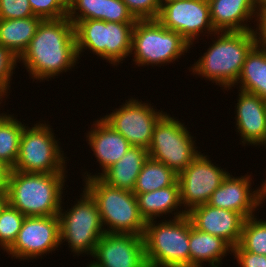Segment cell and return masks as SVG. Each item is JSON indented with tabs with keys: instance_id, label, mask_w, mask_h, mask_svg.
<instances>
[{
	"instance_id": "cell-1",
	"label": "cell",
	"mask_w": 266,
	"mask_h": 267,
	"mask_svg": "<svg viewBox=\"0 0 266 267\" xmlns=\"http://www.w3.org/2000/svg\"><path fill=\"white\" fill-rule=\"evenodd\" d=\"M18 60L32 79L40 81L75 67L78 56L74 24L67 17L42 20Z\"/></svg>"
},
{
	"instance_id": "cell-2",
	"label": "cell",
	"mask_w": 266,
	"mask_h": 267,
	"mask_svg": "<svg viewBox=\"0 0 266 267\" xmlns=\"http://www.w3.org/2000/svg\"><path fill=\"white\" fill-rule=\"evenodd\" d=\"M65 173H26L11 170L8 204L26 217L58 215L63 207Z\"/></svg>"
},
{
	"instance_id": "cell-3",
	"label": "cell",
	"mask_w": 266,
	"mask_h": 267,
	"mask_svg": "<svg viewBox=\"0 0 266 267\" xmlns=\"http://www.w3.org/2000/svg\"><path fill=\"white\" fill-rule=\"evenodd\" d=\"M216 35L217 39L192 65L191 71L229 90L235 87L246 55L255 46L254 36L252 30L217 32Z\"/></svg>"
},
{
	"instance_id": "cell-4",
	"label": "cell",
	"mask_w": 266,
	"mask_h": 267,
	"mask_svg": "<svg viewBox=\"0 0 266 267\" xmlns=\"http://www.w3.org/2000/svg\"><path fill=\"white\" fill-rule=\"evenodd\" d=\"M85 190L95 200L105 233L144 234L146 221L139 212L137 198L132 191L111 187L99 177L84 179Z\"/></svg>"
},
{
	"instance_id": "cell-5",
	"label": "cell",
	"mask_w": 266,
	"mask_h": 267,
	"mask_svg": "<svg viewBox=\"0 0 266 267\" xmlns=\"http://www.w3.org/2000/svg\"><path fill=\"white\" fill-rule=\"evenodd\" d=\"M164 221L146 222L143 241L147 266L190 267L189 217Z\"/></svg>"
},
{
	"instance_id": "cell-6",
	"label": "cell",
	"mask_w": 266,
	"mask_h": 267,
	"mask_svg": "<svg viewBox=\"0 0 266 267\" xmlns=\"http://www.w3.org/2000/svg\"><path fill=\"white\" fill-rule=\"evenodd\" d=\"M190 45L181 34L165 28L157 19L136 20L130 55L134 54L137 66L164 65L180 58Z\"/></svg>"
},
{
	"instance_id": "cell-7",
	"label": "cell",
	"mask_w": 266,
	"mask_h": 267,
	"mask_svg": "<svg viewBox=\"0 0 266 267\" xmlns=\"http://www.w3.org/2000/svg\"><path fill=\"white\" fill-rule=\"evenodd\" d=\"M134 24L93 19L79 21L74 26L78 59L84 49H89L103 60L119 65L131 53Z\"/></svg>"
},
{
	"instance_id": "cell-8",
	"label": "cell",
	"mask_w": 266,
	"mask_h": 267,
	"mask_svg": "<svg viewBox=\"0 0 266 267\" xmlns=\"http://www.w3.org/2000/svg\"><path fill=\"white\" fill-rule=\"evenodd\" d=\"M49 126L37 123L32 128L24 127L17 161L12 170L41 174L67 172L64 153Z\"/></svg>"
},
{
	"instance_id": "cell-9",
	"label": "cell",
	"mask_w": 266,
	"mask_h": 267,
	"mask_svg": "<svg viewBox=\"0 0 266 267\" xmlns=\"http://www.w3.org/2000/svg\"><path fill=\"white\" fill-rule=\"evenodd\" d=\"M68 211V212H67ZM59 211L60 245L63 240L68 242L71 252L81 255L94 253L100 238L105 234L98 206L91 195L84 189L71 209Z\"/></svg>"
},
{
	"instance_id": "cell-10",
	"label": "cell",
	"mask_w": 266,
	"mask_h": 267,
	"mask_svg": "<svg viewBox=\"0 0 266 267\" xmlns=\"http://www.w3.org/2000/svg\"><path fill=\"white\" fill-rule=\"evenodd\" d=\"M189 133L178 119L164 114L154 127L152 142L147 149L149 157L179 175L200 153Z\"/></svg>"
},
{
	"instance_id": "cell-11",
	"label": "cell",
	"mask_w": 266,
	"mask_h": 267,
	"mask_svg": "<svg viewBox=\"0 0 266 267\" xmlns=\"http://www.w3.org/2000/svg\"><path fill=\"white\" fill-rule=\"evenodd\" d=\"M136 99L126 100L121 108L101 117L114 130L123 135L131 146L148 149L156 123L166 113L154 110L148 103Z\"/></svg>"
},
{
	"instance_id": "cell-12",
	"label": "cell",
	"mask_w": 266,
	"mask_h": 267,
	"mask_svg": "<svg viewBox=\"0 0 266 267\" xmlns=\"http://www.w3.org/2000/svg\"><path fill=\"white\" fill-rule=\"evenodd\" d=\"M217 167L201 152L178 175L180 199L185 211L206 204L213 192L221 185L228 172ZM187 209V210H186Z\"/></svg>"
},
{
	"instance_id": "cell-13",
	"label": "cell",
	"mask_w": 266,
	"mask_h": 267,
	"mask_svg": "<svg viewBox=\"0 0 266 267\" xmlns=\"http://www.w3.org/2000/svg\"><path fill=\"white\" fill-rule=\"evenodd\" d=\"M60 220L54 216H30L23 221L15 242L6 250L16 259H36L60 245Z\"/></svg>"
},
{
	"instance_id": "cell-14",
	"label": "cell",
	"mask_w": 266,
	"mask_h": 267,
	"mask_svg": "<svg viewBox=\"0 0 266 267\" xmlns=\"http://www.w3.org/2000/svg\"><path fill=\"white\" fill-rule=\"evenodd\" d=\"M157 20L181 34L191 45L205 31L216 34L210 20L208 0H178L163 3Z\"/></svg>"
},
{
	"instance_id": "cell-15",
	"label": "cell",
	"mask_w": 266,
	"mask_h": 267,
	"mask_svg": "<svg viewBox=\"0 0 266 267\" xmlns=\"http://www.w3.org/2000/svg\"><path fill=\"white\" fill-rule=\"evenodd\" d=\"M92 256L90 267H148L142 235L105 233Z\"/></svg>"
},
{
	"instance_id": "cell-16",
	"label": "cell",
	"mask_w": 266,
	"mask_h": 267,
	"mask_svg": "<svg viewBox=\"0 0 266 267\" xmlns=\"http://www.w3.org/2000/svg\"><path fill=\"white\" fill-rule=\"evenodd\" d=\"M187 216L196 229L222 238L232 248L239 244L246 220L238 212L212 207L207 203L193 207Z\"/></svg>"
},
{
	"instance_id": "cell-17",
	"label": "cell",
	"mask_w": 266,
	"mask_h": 267,
	"mask_svg": "<svg viewBox=\"0 0 266 267\" xmlns=\"http://www.w3.org/2000/svg\"><path fill=\"white\" fill-rule=\"evenodd\" d=\"M251 185L249 175L237 178L228 173L221 185L213 192L207 204L232 210L242 214L245 218H250L254 216L253 212L256 208L263 204L262 185L253 192Z\"/></svg>"
},
{
	"instance_id": "cell-18",
	"label": "cell",
	"mask_w": 266,
	"mask_h": 267,
	"mask_svg": "<svg viewBox=\"0 0 266 267\" xmlns=\"http://www.w3.org/2000/svg\"><path fill=\"white\" fill-rule=\"evenodd\" d=\"M236 108V129L242 143L266 145V101L255 94L239 90Z\"/></svg>"
},
{
	"instance_id": "cell-19",
	"label": "cell",
	"mask_w": 266,
	"mask_h": 267,
	"mask_svg": "<svg viewBox=\"0 0 266 267\" xmlns=\"http://www.w3.org/2000/svg\"><path fill=\"white\" fill-rule=\"evenodd\" d=\"M67 18L74 26L88 19L115 23L136 22L122 0H67Z\"/></svg>"
},
{
	"instance_id": "cell-20",
	"label": "cell",
	"mask_w": 266,
	"mask_h": 267,
	"mask_svg": "<svg viewBox=\"0 0 266 267\" xmlns=\"http://www.w3.org/2000/svg\"><path fill=\"white\" fill-rule=\"evenodd\" d=\"M94 122L86 137L103 173L126 154L131 144L102 118Z\"/></svg>"
},
{
	"instance_id": "cell-21",
	"label": "cell",
	"mask_w": 266,
	"mask_h": 267,
	"mask_svg": "<svg viewBox=\"0 0 266 267\" xmlns=\"http://www.w3.org/2000/svg\"><path fill=\"white\" fill-rule=\"evenodd\" d=\"M208 3L210 20L216 32L252 30L245 23L254 18L257 11L254 0H208Z\"/></svg>"
},
{
	"instance_id": "cell-22",
	"label": "cell",
	"mask_w": 266,
	"mask_h": 267,
	"mask_svg": "<svg viewBox=\"0 0 266 267\" xmlns=\"http://www.w3.org/2000/svg\"><path fill=\"white\" fill-rule=\"evenodd\" d=\"M149 158L147 149L131 146L126 154L115 164L111 165L99 175H91L85 172V179L99 177L111 187L132 191L136 185L137 177Z\"/></svg>"
},
{
	"instance_id": "cell-23",
	"label": "cell",
	"mask_w": 266,
	"mask_h": 267,
	"mask_svg": "<svg viewBox=\"0 0 266 267\" xmlns=\"http://www.w3.org/2000/svg\"><path fill=\"white\" fill-rule=\"evenodd\" d=\"M230 251L233 248L225 240L199 231L189 218L190 267H202L204 261L209 262L210 267H219L222 258Z\"/></svg>"
},
{
	"instance_id": "cell-24",
	"label": "cell",
	"mask_w": 266,
	"mask_h": 267,
	"mask_svg": "<svg viewBox=\"0 0 266 267\" xmlns=\"http://www.w3.org/2000/svg\"><path fill=\"white\" fill-rule=\"evenodd\" d=\"M134 195L137 198L139 212L146 222L155 220L157 216L173 213L172 211H174V219L187 215V211L182 209L181 212V210H178L182 206L178 180L168 187ZM174 209L179 212L175 213Z\"/></svg>"
},
{
	"instance_id": "cell-25",
	"label": "cell",
	"mask_w": 266,
	"mask_h": 267,
	"mask_svg": "<svg viewBox=\"0 0 266 267\" xmlns=\"http://www.w3.org/2000/svg\"><path fill=\"white\" fill-rule=\"evenodd\" d=\"M42 20L39 16L0 19V45L19 58L28 47Z\"/></svg>"
},
{
	"instance_id": "cell-26",
	"label": "cell",
	"mask_w": 266,
	"mask_h": 267,
	"mask_svg": "<svg viewBox=\"0 0 266 267\" xmlns=\"http://www.w3.org/2000/svg\"><path fill=\"white\" fill-rule=\"evenodd\" d=\"M240 90L266 101V51L254 46L246 55L236 84Z\"/></svg>"
},
{
	"instance_id": "cell-27",
	"label": "cell",
	"mask_w": 266,
	"mask_h": 267,
	"mask_svg": "<svg viewBox=\"0 0 266 267\" xmlns=\"http://www.w3.org/2000/svg\"><path fill=\"white\" fill-rule=\"evenodd\" d=\"M178 180V174L162 162L148 158L136 181L134 194H142L162 189L174 184Z\"/></svg>"
},
{
	"instance_id": "cell-28",
	"label": "cell",
	"mask_w": 266,
	"mask_h": 267,
	"mask_svg": "<svg viewBox=\"0 0 266 267\" xmlns=\"http://www.w3.org/2000/svg\"><path fill=\"white\" fill-rule=\"evenodd\" d=\"M14 115H6L0 120V161L14 168L22 131L25 127Z\"/></svg>"
},
{
	"instance_id": "cell-29",
	"label": "cell",
	"mask_w": 266,
	"mask_h": 267,
	"mask_svg": "<svg viewBox=\"0 0 266 267\" xmlns=\"http://www.w3.org/2000/svg\"><path fill=\"white\" fill-rule=\"evenodd\" d=\"M239 245L245 251L266 256V221L255 216L246 218Z\"/></svg>"
},
{
	"instance_id": "cell-30",
	"label": "cell",
	"mask_w": 266,
	"mask_h": 267,
	"mask_svg": "<svg viewBox=\"0 0 266 267\" xmlns=\"http://www.w3.org/2000/svg\"><path fill=\"white\" fill-rule=\"evenodd\" d=\"M25 218V215L9 204L0 212L1 249L6 251L15 242Z\"/></svg>"
},
{
	"instance_id": "cell-31",
	"label": "cell",
	"mask_w": 266,
	"mask_h": 267,
	"mask_svg": "<svg viewBox=\"0 0 266 267\" xmlns=\"http://www.w3.org/2000/svg\"><path fill=\"white\" fill-rule=\"evenodd\" d=\"M35 16L46 19L67 17V0H28Z\"/></svg>"
},
{
	"instance_id": "cell-32",
	"label": "cell",
	"mask_w": 266,
	"mask_h": 267,
	"mask_svg": "<svg viewBox=\"0 0 266 267\" xmlns=\"http://www.w3.org/2000/svg\"><path fill=\"white\" fill-rule=\"evenodd\" d=\"M136 20L157 19L161 10L160 0H122Z\"/></svg>"
},
{
	"instance_id": "cell-33",
	"label": "cell",
	"mask_w": 266,
	"mask_h": 267,
	"mask_svg": "<svg viewBox=\"0 0 266 267\" xmlns=\"http://www.w3.org/2000/svg\"><path fill=\"white\" fill-rule=\"evenodd\" d=\"M35 16L28 0H0V19H21Z\"/></svg>"
},
{
	"instance_id": "cell-34",
	"label": "cell",
	"mask_w": 266,
	"mask_h": 267,
	"mask_svg": "<svg viewBox=\"0 0 266 267\" xmlns=\"http://www.w3.org/2000/svg\"><path fill=\"white\" fill-rule=\"evenodd\" d=\"M18 58L9 49L0 45V89L8 93L13 70L17 66Z\"/></svg>"
},
{
	"instance_id": "cell-35",
	"label": "cell",
	"mask_w": 266,
	"mask_h": 267,
	"mask_svg": "<svg viewBox=\"0 0 266 267\" xmlns=\"http://www.w3.org/2000/svg\"><path fill=\"white\" fill-rule=\"evenodd\" d=\"M232 253L240 267H266V256L245 251L239 244L233 247Z\"/></svg>"
},
{
	"instance_id": "cell-36",
	"label": "cell",
	"mask_w": 266,
	"mask_h": 267,
	"mask_svg": "<svg viewBox=\"0 0 266 267\" xmlns=\"http://www.w3.org/2000/svg\"><path fill=\"white\" fill-rule=\"evenodd\" d=\"M255 15L258 23L257 28L252 29L255 46L266 51V9H257Z\"/></svg>"
},
{
	"instance_id": "cell-37",
	"label": "cell",
	"mask_w": 266,
	"mask_h": 267,
	"mask_svg": "<svg viewBox=\"0 0 266 267\" xmlns=\"http://www.w3.org/2000/svg\"><path fill=\"white\" fill-rule=\"evenodd\" d=\"M11 168L0 161V191H7Z\"/></svg>"
},
{
	"instance_id": "cell-38",
	"label": "cell",
	"mask_w": 266,
	"mask_h": 267,
	"mask_svg": "<svg viewBox=\"0 0 266 267\" xmlns=\"http://www.w3.org/2000/svg\"><path fill=\"white\" fill-rule=\"evenodd\" d=\"M8 204V193L7 191H0V212Z\"/></svg>"
},
{
	"instance_id": "cell-39",
	"label": "cell",
	"mask_w": 266,
	"mask_h": 267,
	"mask_svg": "<svg viewBox=\"0 0 266 267\" xmlns=\"http://www.w3.org/2000/svg\"><path fill=\"white\" fill-rule=\"evenodd\" d=\"M257 9H266V0H254Z\"/></svg>"
},
{
	"instance_id": "cell-40",
	"label": "cell",
	"mask_w": 266,
	"mask_h": 267,
	"mask_svg": "<svg viewBox=\"0 0 266 267\" xmlns=\"http://www.w3.org/2000/svg\"><path fill=\"white\" fill-rule=\"evenodd\" d=\"M263 202L266 199V180L262 184Z\"/></svg>"
},
{
	"instance_id": "cell-41",
	"label": "cell",
	"mask_w": 266,
	"mask_h": 267,
	"mask_svg": "<svg viewBox=\"0 0 266 267\" xmlns=\"http://www.w3.org/2000/svg\"><path fill=\"white\" fill-rule=\"evenodd\" d=\"M5 93L0 89V101H2L3 100V98L2 97H5ZM2 99V100H1ZM0 104H1V102H0Z\"/></svg>"
},
{
	"instance_id": "cell-42",
	"label": "cell",
	"mask_w": 266,
	"mask_h": 267,
	"mask_svg": "<svg viewBox=\"0 0 266 267\" xmlns=\"http://www.w3.org/2000/svg\"><path fill=\"white\" fill-rule=\"evenodd\" d=\"M163 3H168V2H173V1H178V0H160Z\"/></svg>"
},
{
	"instance_id": "cell-43",
	"label": "cell",
	"mask_w": 266,
	"mask_h": 267,
	"mask_svg": "<svg viewBox=\"0 0 266 267\" xmlns=\"http://www.w3.org/2000/svg\"><path fill=\"white\" fill-rule=\"evenodd\" d=\"M5 115H6V114L3 115V114L1 113V114H0V120H1Z\"/></svg>"
}]
</instances>
